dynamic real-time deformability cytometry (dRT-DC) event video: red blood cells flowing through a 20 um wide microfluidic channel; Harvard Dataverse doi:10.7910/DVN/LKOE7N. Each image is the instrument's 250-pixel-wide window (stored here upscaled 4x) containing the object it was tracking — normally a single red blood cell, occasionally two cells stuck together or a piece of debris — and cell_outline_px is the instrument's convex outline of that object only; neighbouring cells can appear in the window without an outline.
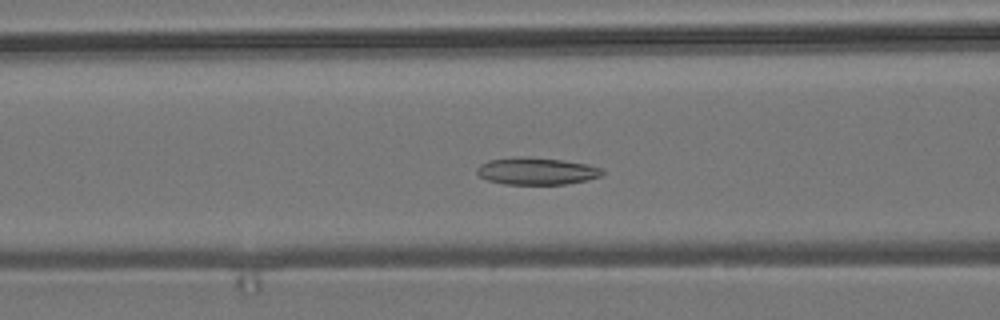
{"species": "common noctule bat (a hibernating species)", "species_latin": "Nyctalus noctula", "temperature_condition": "room temperature", "stored_images_in_passage": 47, "camera_frame_rate_fps": 3000, "um_per_image_px": 0.085, "animal": {"sex": "male", "body_mass_g": 19.2, "forearm_length_mm": 51.8}, "frame": {"image": 1, "passage_image": 14, "time_ms": 4.333, "image_size_px": [1000, 320], "cell_outline_px": [[604, 172], [600, 176], [588, 180], [564, 184], [504, 184], [488, 180], [480, 176], [476, 172], [476, 168], [480, 164], [488, 160], [516, 156], [524, 156], [564, 160], [588, 164], [600, 168]], "centroid_in_image_um": [45.58, 14.53], "position_along_channel_um": 121.0, "area_um2": 19.94}}
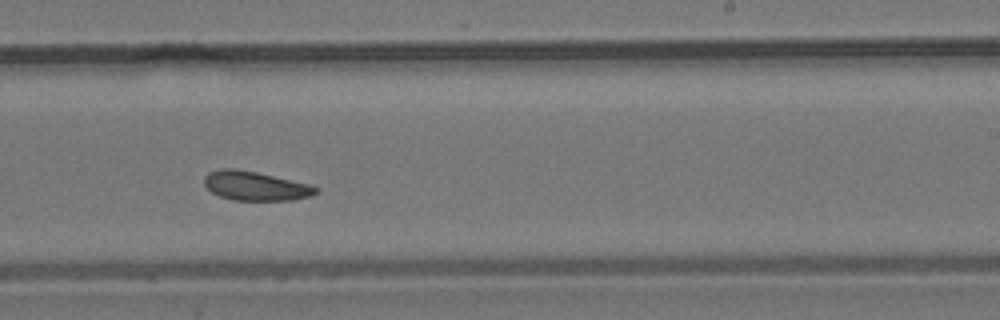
{"frame": {"image": 2, "passage_image": 26, "time_ms": 8.333, "image_size_px": [1000, 320], "cell_outline_px": [[320, 192], [312, 196], [292, 200], [232, 200], [220, 196], [212, 192], [204, 184], [204, 176], [208, 172], [220, 168], [236, 168], [256, 172], [312, 184], [320, 188]], "centroid_in_image_um": [21.75, 15.8], "position_along_channel_um": 267.2, "area_um2": 19.25}}
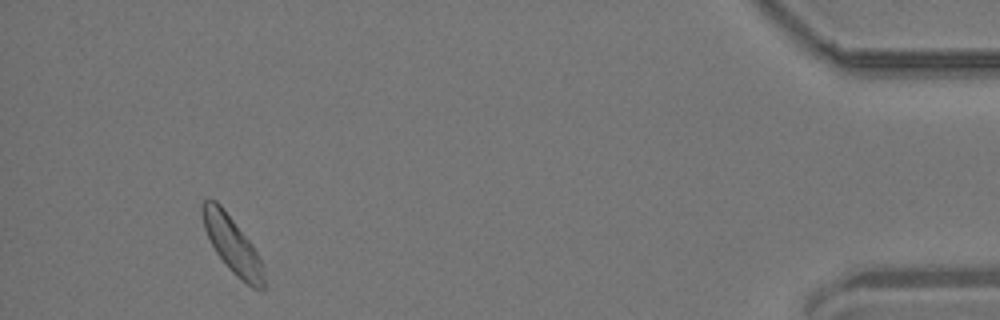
{"frame": {"image": 3, "passage_image": 44, "time_ms": 14.333, "image_size_px": [1000, 320], "cell_outline_px": [[264, 288], [252, 288], [236, 276], [228, 268], [216, 252], [204, 228], [200, 212], [200, 204], [204, 200], [216, 200], [220, 204], [252, 244], [260, 260], [264, 276]], "centroid_in_image_um": [19.7, 20.77], "position_along_channel_um": 415.5, "area_um2": 19.88}, "authors_computed_cell_mechanics": {"area_um2": 19.7676, "velocity_mm_per_s": 3.656, "shape_relaxation_time_tau1_ms": 4.9167, "shape_relaxation_time_tau2_ms": 5.2014, "deformation_change_tau1": 0.0989, "deformation_change_tau2": 0.1143}}